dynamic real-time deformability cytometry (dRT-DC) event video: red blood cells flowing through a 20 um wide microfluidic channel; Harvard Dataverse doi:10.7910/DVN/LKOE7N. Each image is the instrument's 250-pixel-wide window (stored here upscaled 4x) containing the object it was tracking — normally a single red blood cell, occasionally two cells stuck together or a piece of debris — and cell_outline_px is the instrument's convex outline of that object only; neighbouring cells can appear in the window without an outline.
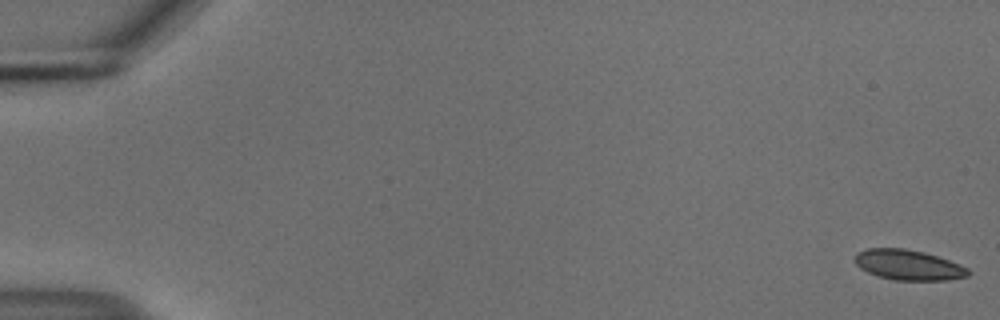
{"species": "common noctule bat (a hibernating species)", "species_latin": "Nyctalus noctula", "temperature_condition": "cold", "stored_images_in_passage": 55, "camera_frame_rate_fps": 3000, "um_per_image_px": 0.085, "animal": {"sex": "male", "body_mass_g": 18.8}, "frame": {"image": 1, "passage_image": 1, "time_ms": 0.0, "image_size_px": [1000, 320], "cell_outline_px": [[972, 272], [968, 276], [948, 280], [896, 280], [880, 276], [868, 272], [860, 268], [852, 260], [856, 252], [868, 248], [904, 248], [924, 252], [960, 264], [968, 268]], "centroid_in_image_um": [77.2, 22.51], "position_along_channel_um": 7.8, "area_um2": 20.06}}
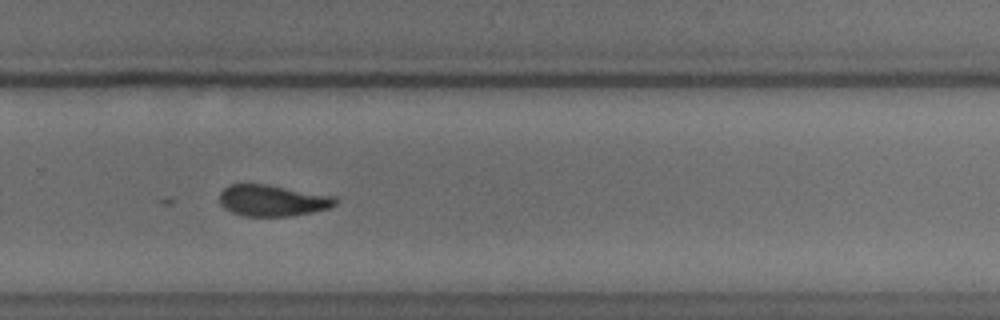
{"frame": {"image": 2, "passage_image": 38, "time_ms": 12.333, "image_size_px": [1000, 320], "cell_outline_px": [[336, 204], [332, 208], [312, 212], [288, 216], [244, 216], [232, 212], [224, 208], [220, 204], [220, 192], [228, 184], [268, 184], [336, 196]], "centroid_in_image_um": [23.17, 17.04], "position_along_channel_um": 306.6, "area_um2": 21.33}}
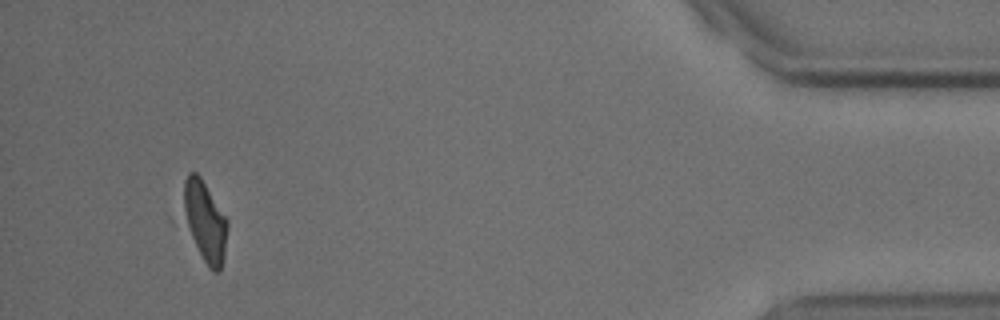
{"frame": {"image": 3, "passage_image": 52, "time_ms": 17.0, "image_size_px": [1000, 320], "cell_outline_px": [[228, 228], [224, 256], [220, 272], [212, 272], [208, 268], [172, 224], [168, 216], [184, 180], [188, 172], [196, 172], [200, 176], [228, 220]], "centroid_in_image_um": [17.06, 18.82], "position_along_channel_um": 418.1, "area_um2": 25.49}, "authors_computed_cell_mechanics": {"area_um2": 20.8658, "velocity_mm_per_s": 3.7079, "shape_relaxation_time_tau1_ms": 1.5869, "shape_relaxation_time_tau2_ms": null, "deformation_change_tau1": 0.2681, "deformation_change_tau2": null}}